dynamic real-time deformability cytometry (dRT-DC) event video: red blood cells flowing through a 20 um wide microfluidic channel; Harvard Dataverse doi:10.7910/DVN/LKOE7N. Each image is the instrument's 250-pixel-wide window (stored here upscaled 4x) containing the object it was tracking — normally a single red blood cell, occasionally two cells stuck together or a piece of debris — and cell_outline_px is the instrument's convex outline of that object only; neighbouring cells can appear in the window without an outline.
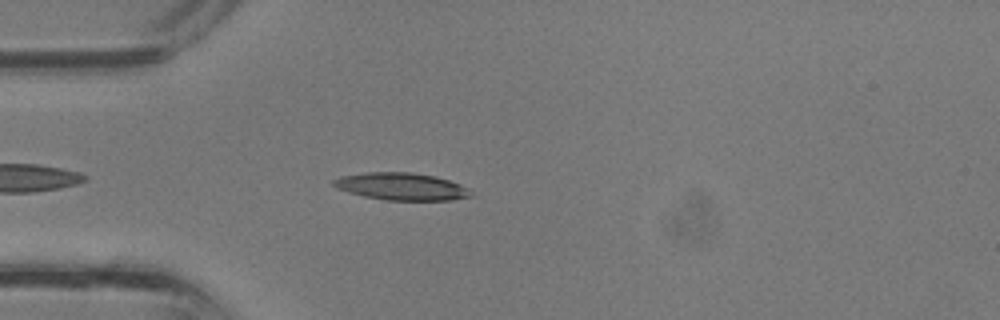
{"species": "common noctule bat (a hibernating species)", "species_latin": "Nyctalus noctula", "temperature_condition": "room temperature", "stored_images_in_passage": 28, "camera_frame_rate_fps": 3000, "um_per_image_px": 0.085, "animal": {"sex": "male", "body_mass_g": 13.3}, "frame": {"image": 1, "passage_image": 3, "time_ms": 0.667, "image_size_px": [1000, 320], "cell_outline_px": [[476, 196], [452, 200], [388, 200], [364, 196], [348, 192], [336, 188], [332, 184], [332, 180], [340, 176], [364, 172], [412, 172], [432, 176], [448, 180], [460, 184], [468, 188]], "centroid_in_image_um": [34.13, 15.85], "position_along_channel_um": 50.9, "area_um2": 21.96}}
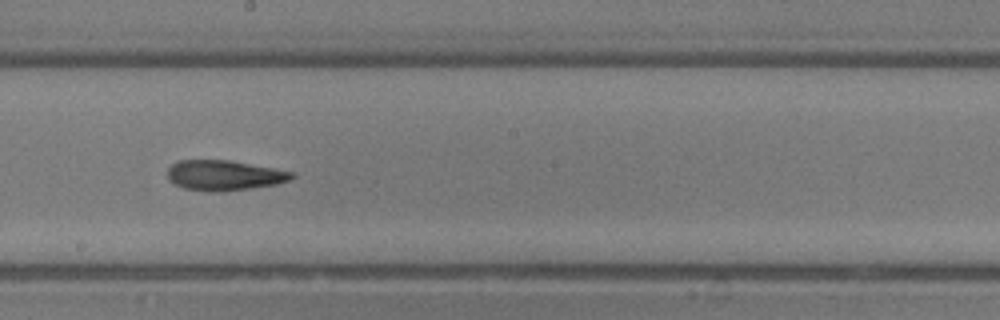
{"frame": {"image": 2, "passage_image": 13, "time_ms": 4.0, "image_size_px": [1000, 320], "cell_outline_px": [[296, 176], [288, 180], [276, 184], [224, 192], [208, 192], [184, 188], [172, 184], [168, 180], [168, 168], [172, 164], [180, 160], [228, 160], [296, 172]], "centroid_in_image_um": [19.04, 14.91], "position_along_channel_um": 229.2, "area_um2": 22.02}}
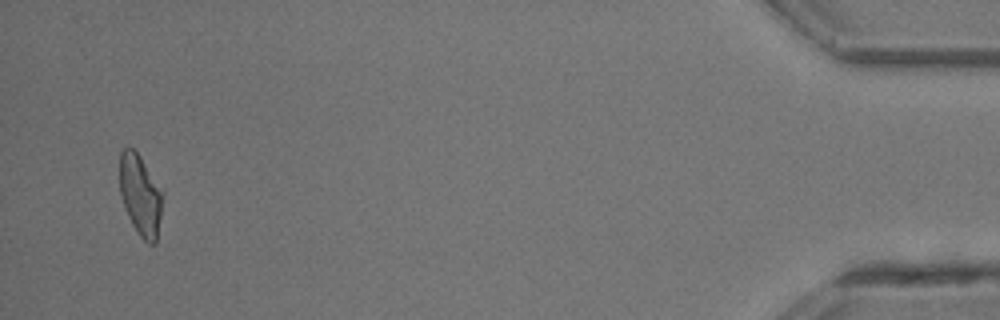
{"frame": {"image": 3, "passage_image": 28, "time_ms": 9.0, "image_size_px": [1000, 320], "cell_outline_px": [[164, 192], [156, 244], [148, 244], [140, 236], [132, 224], [128, 216], [120, 196], [120, 152], [128, 144], [140, 156], [164, 188]], "centroid_in_image_um": [11.96, 16.55], "position_along_channel_um": 423.2, "area_um2": 20.75}}